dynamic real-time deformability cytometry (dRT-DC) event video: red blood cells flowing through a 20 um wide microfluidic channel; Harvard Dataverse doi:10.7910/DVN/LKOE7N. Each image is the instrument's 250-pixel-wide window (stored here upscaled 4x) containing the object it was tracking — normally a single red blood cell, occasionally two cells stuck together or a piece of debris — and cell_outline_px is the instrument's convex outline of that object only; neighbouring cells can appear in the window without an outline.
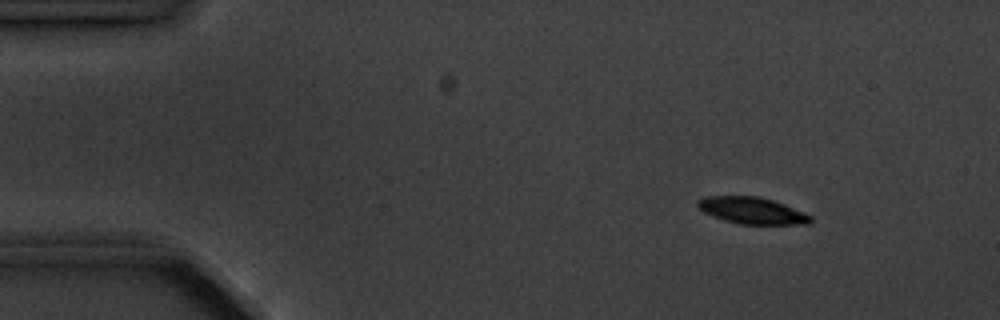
{"species": "common noctule bat (a hibernating species)", "species_latin": "Nyctalus noctula", "temperature_condition": "cold", "stored_images_in_passage": 8, "camera_frame_rate_fps": 3000, "um_per_image_px": 0.085, "animal": {"sex": "male", "body_mass_g": 20.1, "forearm_length_mm": 53.5}, "frame": {"image": 1, "passage_image": 2, "time_ms": 1.333, "image_size_px": [1000, 320], "cell_outline_px": [[812, 220], [808, 224], [740, 224], [724, 220], [712, 216], [696, 208], [696, 200], [704, 196], [760, 196], [784, 204], [804, 212], [812, 216]], "centroid_in_image_um": [63.88, 17.89], "position_along_channel_um": 21.1, "area_um2": 17.69}}
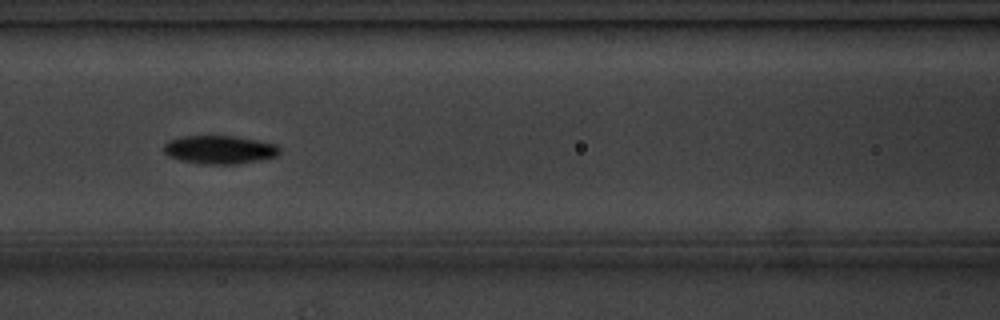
{"frame": {"image": 2, "passage_image": 7, "time_ms": 7.0, "image_size_px": [1000, 320], "cell_outline_px": [[280, 152], [276, 156], [236, 164], [200, 164], [180, 160], [168, 156], [164, 152], [164, 144], [168, 140], [184, 136], [236, 136], [276, 144], [280, 148]], "centroid_in_image_um": [18.63, 12.72], "position_along_channel_um": 148.0, "area_um2": 19.07}}